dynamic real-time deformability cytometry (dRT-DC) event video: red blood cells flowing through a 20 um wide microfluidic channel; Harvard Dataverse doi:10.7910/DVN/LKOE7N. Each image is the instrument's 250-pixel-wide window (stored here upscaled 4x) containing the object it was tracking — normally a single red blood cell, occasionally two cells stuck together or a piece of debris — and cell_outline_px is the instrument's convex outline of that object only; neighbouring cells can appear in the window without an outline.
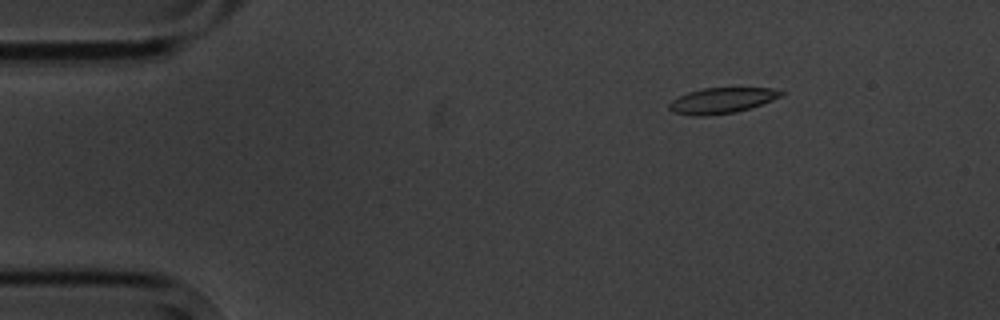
{"species": "common noctule bat (a hibernating species)", "species_latin": "Nyctalus noctula", "temperature_condition": "cold", "stored_images_in_passage": 7, "camera_frame_rate_fps": 3000, "um_per_image_px": 0.085, "animal": {"sex": "male", "body_mass_g": 20.1, "forearm_length_mm": 53.5}, "frame": {"image": 1, "passage_image": 2, "time_ms": 1.333, "image_size_px": [1000, 320], "cell_outline_px": [[784, 92], [780, 96], [772, 100], [736, 112], [704, 116], [692, 116], [672, 112], [668, 108], [668, 104], [672, 100], [688, 92], [704, 88], [772, 88]], "centroid_in_image_um": [61.29, 8.55], "position_along_channel_um": 23.7, "area_um2": 16.53}}
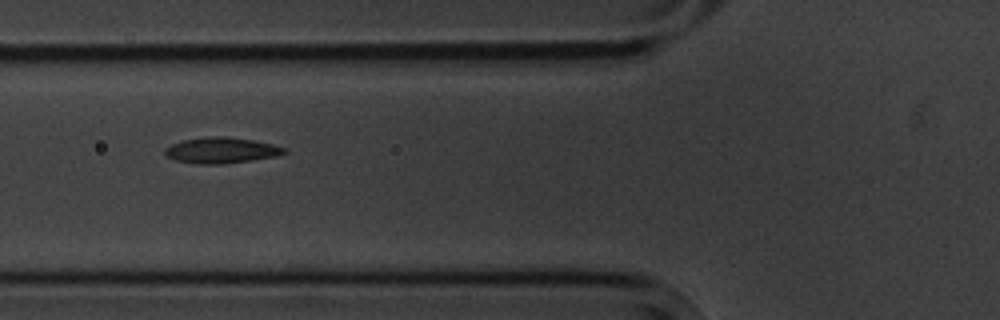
{"frame": {"image": 2, "passage_image": 6, "time_ms": 5.667, "image_size_px": [1000, 320], "cell_outline_px": [[288, 152], [276, 156], [224, 164], [196, 164], [176, 160], [168, 156], [164, 152], [164, 148], [172, 144], [184, 140], [208, 136], [228, 136], [252, 140], [272, 144], [288, 148]], "centroid_in_image_um": [18.83, 12.77], "position_along_channel_um": 107.0, "area_um2": 17.98}}
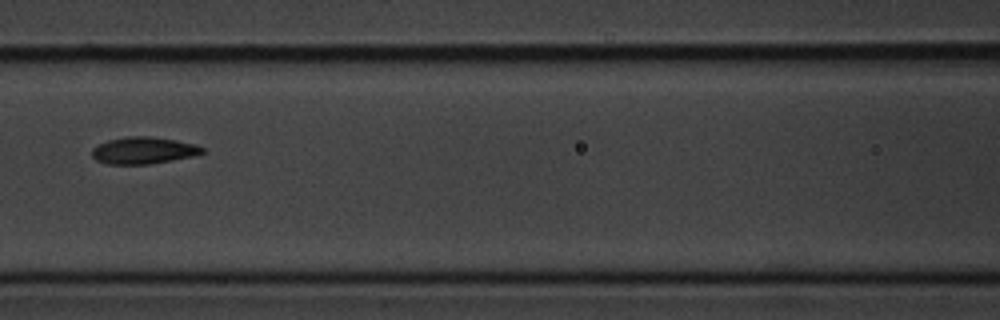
{"frame": {"image": 3, "passage_image": 7, "time_ms": 7.0, "image_size_px": [1000, 320], "cell_outline_px": [[204, 152], [196, 156], [152, 164], [108, 164], [96, 160], [92, 156], [92, 148], [108, 140], [128, 136], [148, 136], [176, 140], [196, 144], [204, 148]], "centroid_in_image_um": [12.23, 12.79], "position_along_channel_um": 154.4, "area_um2": 17.4}}